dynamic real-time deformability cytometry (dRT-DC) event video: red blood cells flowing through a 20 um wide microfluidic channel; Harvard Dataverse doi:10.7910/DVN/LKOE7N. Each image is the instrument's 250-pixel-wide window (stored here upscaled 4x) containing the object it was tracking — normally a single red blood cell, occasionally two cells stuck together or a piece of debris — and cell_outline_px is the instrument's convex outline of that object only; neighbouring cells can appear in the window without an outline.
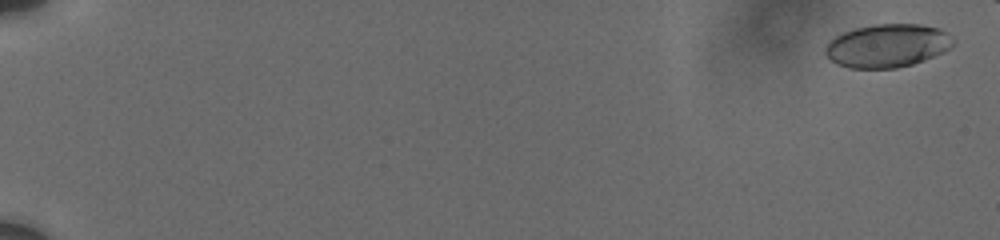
{"species": "human", "species_latin": "Homo sapiens", "temperature_condition": "cold", "stored_images_in_passage": 26, "camera_frame_rate_fps": 3000, "um_per_image_px": 0.085, "donor": {"sex": "male"}, "frame": {"image": 1, "passage_image": 1, "time_ms": 0.0, "image_size_px": [1000, 240], "cell_outline_px": [[956, 40], [952, 48], [944, 52], [924, 60], [912, 64], [896, 68], [848, 68], [836, 64], [824, 52], [824, 48], [828, 40], [844, 32], [856, 28], [876, 24], [920, 24], [940, 28]], "centroid_in_image_um": [75.44, 3.88], "position_along_channel_um": 9.6, "area_um2": 32.48}}
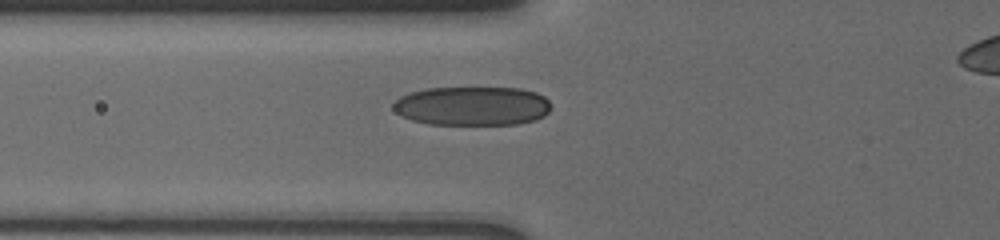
{"frame": {"image": 2, "passage_image": 23, "time_ms": 7.667, "image_size_px": [1000, 240], "cell_outline_px": [[548, 112], [544, 116], [536, 120], [516, 124], [428, 124], [412, 120], [400, 116], [392, 108], [392, 104], [400, 96], [408, 92], [428, 88], [520, 88], [536, 92], [544, 96], [548, 100]], "centroid_in_image_um": [40.1, 9.0], "position_along_channel_um": 85.7, "area_um2": 36.01}}
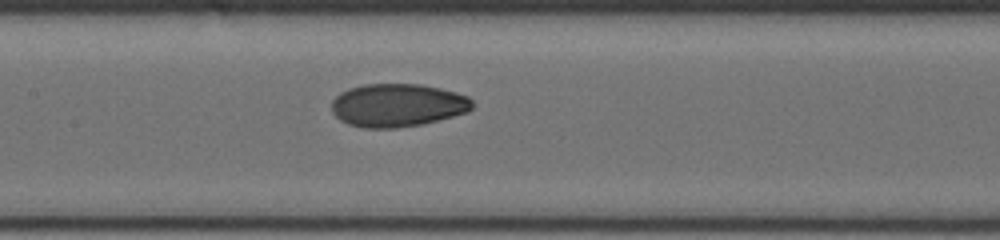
{"frame": {"image": 3, "passage_image": 26, "time_ms": 10.0, "image_size_px": [1000, 240], "cell_outline_px": [[472, 108], [468, 112], [424, 124], [396, 128], [364, 128], [348, 124], [340, 120], [332, 112], [332, 100], [340, 92], [348, 88], [364, 84], [420, 84], [440, 88], [456, 92], [468, 96], [472, 100]], "centroid_in_image_um": [33.79, 8.94], "position_along_channel_um": 173.6, "area_um2": 35.6}}